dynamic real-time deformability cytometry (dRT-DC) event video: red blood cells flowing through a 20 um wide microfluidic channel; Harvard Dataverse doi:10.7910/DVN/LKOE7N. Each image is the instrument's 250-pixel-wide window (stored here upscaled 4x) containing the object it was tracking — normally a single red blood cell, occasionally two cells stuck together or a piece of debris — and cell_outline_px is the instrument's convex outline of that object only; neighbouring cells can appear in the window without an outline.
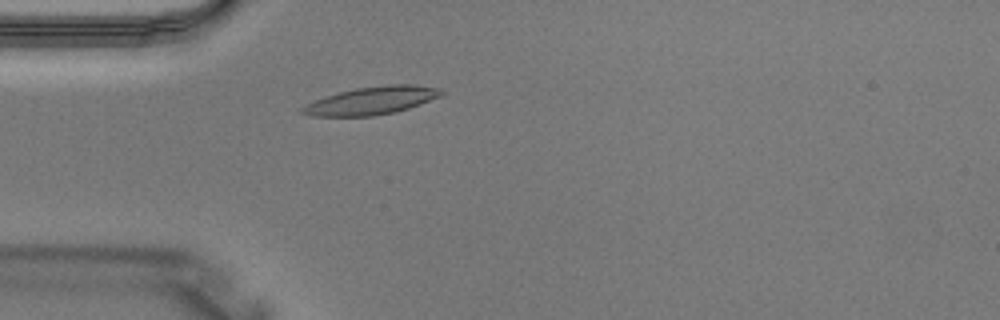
{"species": "Egyptian fruit bat (a non-hibernating species)", "species_latin": "Rousettus aegyptiacus", "temperature_condition": "warm", "stored_images_in_passage": 1, "camera_frame_rate_fps": 3000, "um_per_image_px": 0.085, "animal": {"sex": "male"}, "frame": {"image": 1, "passage_image": 1, "time_ms": 0.0, "image_size_px": [1000, 320], "cell_outline_px": [[444, 92], [440, 96], [420, 104], [396, 112], [372, 116], [308, 116], [300, 112], [300, 108], [304, 104], [340, 92], [356, 88], [388, 84], [412, 84], [440, 88]], "centroid_in_image_um": [31.58, 8.55], "position_along_channel_um": 53.4, "area_um2": 22.48}}